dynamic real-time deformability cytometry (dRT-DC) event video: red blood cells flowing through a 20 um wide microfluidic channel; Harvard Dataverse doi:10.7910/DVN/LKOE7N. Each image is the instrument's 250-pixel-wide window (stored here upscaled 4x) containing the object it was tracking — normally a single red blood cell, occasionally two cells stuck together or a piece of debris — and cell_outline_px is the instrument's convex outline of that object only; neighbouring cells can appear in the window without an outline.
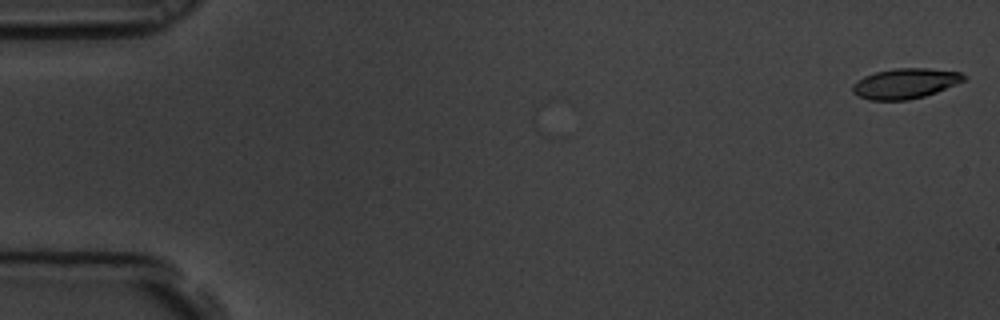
{"species": "common noctule bat (a hibernating species)", "species_latin": "Nyctalus noctula", "temperature_condition": "room temperature", "stored_images_in_passage": 58, "camera_frame_rate_fps": 3000, "um_per_image_px": 0.085, "animal": {"sex": "male", "body_mass_g": 19.5, "forearm_length_mm": 54.6}, "frame": {"image": 1, "passage_image": 1, "time_ms": 0.0, "image_size_px": [1000, 320], "cell_outline_px": [[968, 76], [964, 80], [956, 84], [936, 92], [924, 96], [908, 100], [868, 100], [852, 92], [852, 84], [856, 80], [864, 76], [876, 72], [896, 68], [928, 68], [960, 72]], "centroid_in_image_um": [76.93, 7.09], "position_along_channel_um": 8.1, "area_um2": 19.59}}
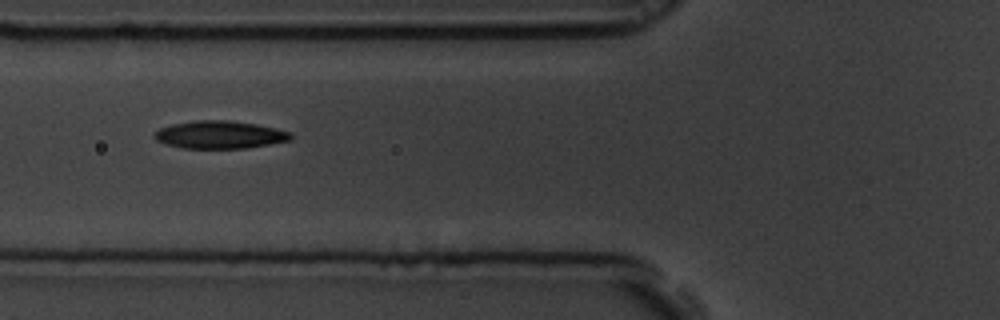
{"frame": {"image": 2, "passage_image": 22, "time_ms": 7.0, "image_size_px": [1000, 320], "cell_outline_px": [[292, 136], [288, 140], [268, 144], [244, 148], [184, 148], [164, 144], [156, 140], [152, 136], [152, 132], [160, 128], [172, 124], [196, 120], [228, 120], [256, 124], [276, 128], [292, 132]], "centroid_in_image_um": [18.62, 11.44], "position_along_channel_um": 107.2, "area_um2": 22.02}}
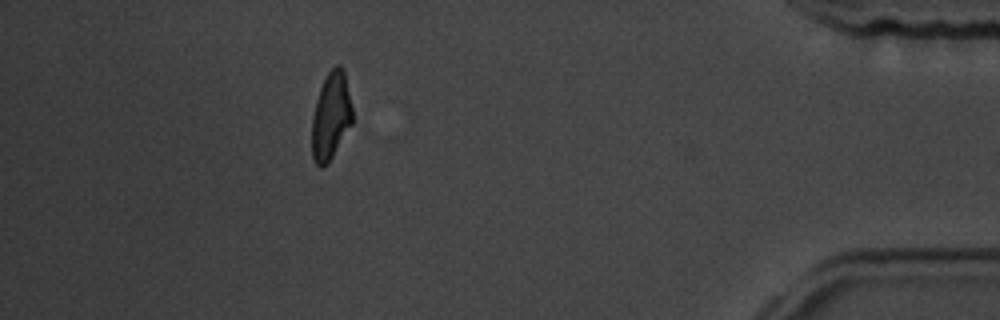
{"frame": {"image": 3, "passage_image": 52, "time_ms": 17.0, "image_size_px": [1000, 320], "cell_outline_px": [[352, 124], [328, 164], [324, 168], [320, 168], [316, 164], [312, 156], [312, 116], [316, 100], [320, 88], [328, 72], [336, 64], [340, 64], [344, 68], [352, 108]], "centroid_in_image_um": [28.13, 9.88], "position_along_channel_um": 407.1, "area_um2": 20.81}, "authors_computed_cell_mechanics": {"area_um2": 21.2704, "velocity_mm_per_s": 3.5151, "shape_relaxation_time_tau1_ms": 3.9971, "shape_relaxation_time_tau2_ms": 3.3348, "deformation_change_tau1": 0.1766, "deformation_change_tau2": 0.1019}}